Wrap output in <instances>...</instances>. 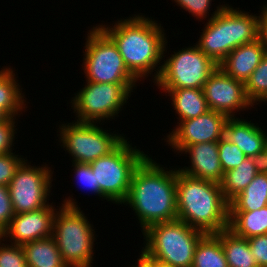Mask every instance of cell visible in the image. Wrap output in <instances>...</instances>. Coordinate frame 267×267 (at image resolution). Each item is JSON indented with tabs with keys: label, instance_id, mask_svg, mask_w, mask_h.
<instances>
[{
	"label": "cell",
	"instance_id": "6da1fadb",
	"mask_svg": "<svg viewBox=\"0 0 267 267\" xmlns=\"http://www.w3.org/2000/svg\"><path fill=\"white\" fill-rule=\"evenodd\" d=\"M148 16L143 13L131 14L113 21L112 25H96L114 42L129 72L139 82H145L144 79L150 76L155 83L162 69L163 58L168 56L165 55L168 41L163 26Z\"/></svg>",
	"mask_w": 267,
	"mask_h": 267
},
{
	"label": "cell",
	"instance_id": "7a4b0ae2",
	"mask_svg": "<svg viewBox=\"0 0 267 267\" xmlns=\"http://www.w3.org/2000/svg\"><path fill=\"white\" fill-rule=\"evenodd\" d=\"M150 156L135 168L127 198L122 203L134 211L141 232L155 223L177 219V168L164 167Z\"/></svg>",
	"mask_w": 267,
	"mask_h": 267
},
{
	"label": "cell",
	"instance_id": "3957f363",
	"mask_svg": "<svg viewBox=\"0 0 267 267\" xmlns=\"http://www.w3.org/2000/svg\"><path fill=\"white\" fill-rule=\"evenodd\" d=\"M177 219L206 233L228 228L229 202L219 183L189 176L177 169Z\"/></svg>",
	"mask_w": 267,
	"mask_h": 267
},
{
	"label": "cell",
	"instance_id": "277c9868",
	"mask_svg": "<svg viewBox=\"0 0 267 267\" xmlns=\"http://www.w3.org/2000/svg\"><path fill=\"white\" fill-rule=\"evenodd\" d=\"M70 196L63 199L54 215L52 237L68 267H93L96 229L77 199Z\"/></svg>",
	"mask_w": 267,
	"mask_h": 267
},
{
	"label": "cell",
	"instance_id": "5b68a950",
	"mask_svg": "<svg viewBox=\"0 0 267 267\" xmlns=\"http://www.w3.org/2000/svg\"><path fill=\"white\" fill-rule=\"evenodd\" d=\"M204 234L179 219L155 223L142 232L145 241L140 253L173 267H191Z\"/></svg>",
	"mask_w": 267,
	"mask_h": 267
},
{
	"label": "cell",
	"instance_id": "8992f818",
	"mask_svg": "<svg viewBox=\"0 0 267 267\" xmlns=\"http://www.w3.org/2000/svg\"><path fill=\"white\" fill-rule=\"evenodd\" d=\"M60 123L57 129L58 145L61 144L60 147L69 153L71 162L90 164L110 154L128 138L118 130L111 132L104 129L102 127L104 123L77 121Z\"/></svg>",
	"mask_w": 267,
	"mask_h": 267
},
{
	"label": "cell",
	"instance_id": "52a82bcc",
	"mask_svg": "<svg viewBox=\"0 0 267 267\" xmlns=\"http://www.w3.org/2000/svg\"><path fill=\"white\" fill-rule=\"evenodd\" d=\"M70 99L77 122L104 123L119 117L138 84H111L86 81ZM112 119V120H111ZM102 121V122H101Z\"/></svg>",
	"mask_w": 267,
	"mask_h": 267
},
{
	"label": "cell",
	"instance_id": "ba28073f",
	"mask_svg": "<svg viewBox=\"0 0 267 267\" xmlns=\"http://www.w3.org/2000/svg\"><path fill=\"white\" fill-rule=\"evenodd\" d=\"M130 142L126 138L110 154L90 163L101 193L118 206L127 198L135 168L149 154Z\"/></svg>",
	"mask_w": 267,
	"mask_h": 267
},
{
	"label": "cell",
	"instance_id": "9c48e42d",
	"mask_svg": "<svg viewBox=\"0 0 267 267\" xmlns=\"http://www.w3.org/2000/svg\"><path fill=\"white\" fill-rule=\"evenodd\" d=\"M84 42L82 69L85 81L111 84H137L114 42L97 26L88 30Z\"/></svg>",
	"mask_w": 267,
	"mask_h": 267
},
{
	"label": "cell",
	"instance_id": "30bf717a",
	"mask_svg": "<svg viewBox=\"0 0 267 267\" xmlns=\"http://www.w3.org/2000/svg\"><path fill=\"white\" fill-rule=\"evenodd\" d=\"M172 52L174 54L163 58L160 75L154 83L158 89H203L209 76L218 68V64L196 44Z\"/></svg>",
	"mask_w": 267,
	"mask_h": 267
},
{
	"label": "cell",
	"instance_id": "8fae6325",
	"mask_svg": "<svg viewBox=\"0 0 267 267\" xmlns=\"http://www.w3.org/2000/svg\"><path fill=\"white\" fill-rule=\"evenodd\" d=\"M31 164L26 159L8 185L15 214L36 211L50 204L52 182L55 180L53 166Z\"/></svg>",
	"mask_w": 267,
	"mask_h": 267
},
{
	"label": "cell",
	"instance_id": "7c38bea8",
	"mask_svg": "<svg viewBox=\"0 0 267 267\" xmlns=\"http://www.w3.org/2000/svg\"><path fill=\"white\" fill-rule=\"evenodd\" d=\"M227 119L228 117L220 112L208 110L196 118L177 122L174 129L166 135V139L162 138V140L179 155L189 145L219 142L224 137Z\"/></svg>",
	"mask_w": 267,
	"mask_h": 267
},
{
	"label": "cell",
	"instance_id": "4fadbf2b",
	"mask_svg": "<svg viewBox=\"0 0 267 267\" xmlns=\"http://www.w3.org/2000/svg\"><path fill=\"white\" fill-rule=\"evenodd\" d=\"M203 92L209 110L220 112L228 118L236 117L239 111L256 108L246 96L244 82L226 75L219 67L209 76Z\"/></svg>",
	"mask_w": 267,
	"mask_h": 267
},
{
	"label": "cell",
	"instance_id": "5bb4252c",
	"mask_svg": "<svg viewBox=\"0 0 267 267\" xmlns=\"http://www.w3.org/2000/svg\"><path fill=\"white\" fill-rule=\"evenodd\" d=\"M53 203L36 211L15 214L1 232L3 240L22 246L28 242L51 237L54 215L60 207Z\"/></svg>",
	"mask_w": 267,
	"mask_h": 267
},
{
	"label": "cell",
	"instance_id": "9a60e30c",
	"mask_svg": "<svg viewBox=\"0 0 267 267\" xmlns=\"http://www.w3.org/2000/svg\"><path fill=\"white\" fill-rule=\"evenodd\" d=\"M179 155L184 154L189 157L190 165L177 167L181 172L203 180H209L216 183H221L224 172L221 167L218 142L197 143L186 146ZM189 155V156H187Z\"/></svg>",
	"mask_w": 267,
	"mask_h": 267
},
{
	"label": "cell",
	"instance_id": "2e32d148",
	"mask_svg": "<svg viewBox=\"0 0 267 267\" xmlns=\"http://www.w3.org/2000/svg\"><path fill=\"white\" fill-rule=\"evenodd\" d=\"M259 14L240 10L228 3L224 7V36L226 56L240 45L258 39Z\"/></svg>",
	"mask_w": 267,
	"mask_h": 267
},
{
	"label": "cell",
	"instance_id": "e0dca14e",
	"mask_svg": "<svg viewBox=\"0 0 267 267\" xmlns=\"http://www.w3.org/2000/svg\"><path fill=\"white\" fill-rule=\"evenodd\" d=\"M243 117L228 118L224 138L235 144L247 157L260 159L267 144V129ZM260 126V127H259Z\"/></svg>",
	"mask_w": 267,
	"mask_h": 267
},
{
	"label": "cell",
	"instance_id": "ac0fdd59",
	"mask_svg": "<svg viewBox=\"0 0 267 267\" xmlns=\"http://www.w3.org/2000/svg\"><path fill=\"white\" fill-rule=\"evenodd\" d=\"M265 54L264 45L257 39L232 50L218 67L226 75L245 83Z\"/></svg>",
	"mask_w": 267,
	"mask_h": 267
},
{
	"label": "cell",
	"instance_id": "d6986e66",
	"mask_svg": "<svg viewBox=\"0 0 267 267\" xmlns=\"http://www.w3.org/2000/svg\"><path fill=\"white\" fill-rule=\"evenodd\" d=\"M2 67L0 70V109L8 117L19 118L22 112H26L30 102H26L27 98L22 91V84L18 82L16 70H13L14 68L10 65Z\"/></svg>",
	"mask_w": 267,
	"mask_h": 267
},
{
	"label": "cell",
	"instance_id": "ffe728a7",
	"mask_svg": "<svg viewBox=\"0 0 267 267\" xmlns=\"http://www.w3.org/2000/svg\"><path fill=\"white\" fill-rule=\"evenodd\" d=\"M162 93L165 92L171 101L172 110H175L177 121L196 118L206 113L209 108L204 96L203 89L198 88H179V89H159ZM178 116V117H177Z\"/></svg>",
	"mask_w": 267,
	"mask_h": 267
},
{
	"label": "cell",
	"instance_id": "44dd1931",
	"mask_svg": "<svg viewBox=\"0 0 267 267\" xmlns=\"http://www.w3.org/2000/svg\"><path fill=\"white\" fill-rule=\"evenodd\" d=\"M201 30L203 32L195 44L219 65L226 58L224 8L212 19L207 20Z\"/></svg>",
	"mask_w": 267,
	"mask_h": 267
},
{
	"label": "cell",
	"instance_id": "7402d4cb",
	"mask_svg": "<svg viewBox=\"0 0 267 267\" xmlns=\"http://www.w3.org/2000/svg\"><path fill=\"white\" fill-rule=\"evenodd\" d=\"M228 229L246 239L267 234V205L254 211H229Z\"/></svg>",
	"mask_w": 267,
	"mask_h": 267
},
{
	"label": "cell",
	"instance_id": "603a6c76",
	"mask_svg": "<svg viewBox=\"0 0 267 267\" xmlns=\"http://www.w3.org/2000/svg\"><path fill=\"white\" fill-rule=\"evenodd\" d=\"M260 170L259 159L247 157L237 168L225 172L220 183L224 198L230 202L249 185Z\"/></svg>",
	"mask_w": 267,
	"mask_h": 267
},
{
	"label": "cell",
	"instance_id": "cb8c5ba5",
	"mask_svg": "<svg viewBox=\"0 0 267 267\" xmlns=\"http://www.w3.org/2000/svg\"><path fill=\"white\" fill-rule=\"evenodd\" d=\"M22 248L28 267H68L52 236L28 242Z\"/></svg>",
	"mask_w": 267,
	"mask_h": 267
},
{
	"label": "cell",
	"instance_id": "d4e9b609",
	"mask_svg": "<svg viewBox=\"0 0 267 267\" xmlns=\"http://www.w3.org/2000/svg\"><path fill=\"white\" fill-rule=\"evenodd\" d=\"M267 205V172L259 171L249 185L229 202V211H254Z\"/></svg>",
	"mask_w": 267,
	"mask_h": 267
},
{
	"label": "cell",
	"instance_id": "484cf974",
	"mask_svg": "<svg viewBox=\"0 0 267 267\" xmlns=\"http://www.w3.org/2000/svg\"><path fill=\"white\" fill-rule=\"evenodd\" d=\"M220 241L228 267H258L249 248L248 239L235 235L227 228L220 231Z\"/></svg>",
	"mask_w": 267,
	"mask_h": 267
},
{
	"label": "cell",
	"instance_id": "4316f807",
	"mask_svg": "<svg viewBox=\"0 0 267 267\" xmlns=\"http://www.w3.org/2000/svg\"><path fill=\"white\" fill-rule=\"evenodd\" d=\"M191 267H228L220 232L206 233L200 238Z\"/></svg>",
	"mask_w": 267,
	"mask_h": 267
},
{
	"label": "cell",
	"instance_id": "83f0119b",
	"mask_svg": "<svg viewBox=\"0 0 267 267\" xmlns=\"http://www.w3.org/2000/svg\"><path fill=\"white\" fill-rule=\"evenodd\" d=\"M244 86L246 96L253 107L262 102L267 105V53Z\"/></svg>",
	"mask_w": 267,
	"mask_h": 267
},
{
	"label": "cell",
	"instance_id": "f1b7e54d",
	"mask_svg": "<svg viewBox=\"0 0 267 267\" xmlns=\"http://www.w3.org/2000/svg\"><path fill=\"white\" fill-rule=\"evenodd\" d=\"M175 5L178 7L180 6V9L185 10L186 12L196 18L198 22H203L202 20H209L212 19L214 16H216L226 5V3L223 1L224 4L216 6L217 9H214L212 13L210 12L212 9H210L212 6L213 0H172ZM211 13V14H210ZM208 14V15H207ZM211 15V16H210ZM210 17V18H209ZM208 18V19H207Z\"/></svg>",
	"mask_w": 267,
	"mask_h": 267
},
{
	"label": "cell",
	"instance_id": "f546056e",
	"mask_svg": "<svg viewBox=\"0 0 267 267\" xmlns=\"http://www.w3.org/2000/svg\"><path fill=\"white\" fill-rule=\"evenodd\" d=\"M218 152L223 172L237 168L247 156L224 137L218 142Z\"/></svg>",
	"mask_w": 267,
	"mask_h": 267
},
{
	"label": "cell",
	"instance_id": "4dcf8cb0",
	"mask_svg": "<svg viewBox=\"0 0 267 267\" xmlns=\"http://www.w3.org/2000/svg\"><path fill=\"white\" fill-rule=\"evenodd\" d=\"M71 165V167H73L71 171H74V179L77 181V184L80 183L78 184L79 186H83L82 189L91 192V194H94L95 196H99L98 198L101 200L104 199L107 200V202L109 201L101 193L99 185H96L95 174L93 173L90 164L72 162Z\"/></svg>",
	"mask_w": 267,
	"mask_h": 267
},
{
	"label": "cell",
	"instance_id": "1f68e13d",
	"mask_svg": "<svg viewBox=\"0 0 267 267\" xmlns=\"http://www.w3.org/2000/svg\"><path fill=\"white\" fill-rule=\"evenodd\" d=\"M0 267H28L22 246L10 244L1 237Z\"/></svg>",
	"mask_w": 267,
	"mask_h": 267
},
{
	"label": "cell",
	"instance_id": "d6a6232c",
	"mask_svg": "<svg viewBox=\"0 0 267 267\" xmlns=\"http://www.w3.org/2000/svg\"><path fill=\"white\" fill-rule=\"evenodd\" d=\"M25 160L26 157L15 152L0 155V186L8 187L17 169Z\"/></svg>",
	"mask_w": 267,
	"mask_h": 267
},
{
	"label": "cell",
	"instance_id": "836d02e7",
	"mask_svg": "<svg viewBox=\"0 0 267 267\" xmlns=\"http://www.w3.org/2000/svg\"><path fill=\"white\" fill-rule=\"evenodd\" d=\"M16 123L18 124L16 117H8L0 123V155L11 153L15 149L14 141L18 131V128H15L18 127Z\"/></svg>",
	"mask_w": 267,
	"mask_h": 267
},
{
	"label": "cell",
	"instance_id": "e575fe53",
	"mask_svg": "<svg viewBox=\"0 0 267 267\" xmlns=\"http://www.w3.org/2000/svg\"><path fill=\"white\" fill-rule=\"evenodd\" d=\"M248 245L258 267H267V234L248 238Z\"/></svg>",
	"mask_w": 267,
	"mask_h": 267
},
{
	"label": "cell",
	"instance_id": "d590c367",
	"mask_svg": "<svg viewBox=\"0 0 267 267\" xmlns=\"http://www.w3.org/2000/svg\"><path fill=\"white\" fill-rule=\"evenodd\" d=\"M14 215L9 189L6 186H0V232L9 225Z\"/></svg>",
	"mask_w": 267,
	"mask_h": 267
},
{
	"label": "cell",
	"instance_id": "8d00e7d4",
	"mask_svg": "<svg viewBox=\"0 0 267 267\" xmlns=\"http://www.w3.org/2000/svg\"><path fill=\"white\" fill-rule=\"evenodd\" d=\"M258 39L264 45L267 53V3L260 6Z\"/></svg>",
	"mask_w": 267,
	"mask_h": 267
},
{
	"label": "cell",
	"instance_id": "74e56055",
	"mask_svg": "<svg viewBox=\"0 0 267 267\" xmlns=\"http://www.w3.org/2000/svg\"><path fill=\"white\" fill-rule=\"evenodd\" d=\"M136 260L137 262L130 267H150V258L144 256L142 253H139V257Z\"/></svg>",
	"mask_w": 267,
	"mask_h": 267
},
{
	"label": "cell",
	"instance_id": "f35d334b",
	"mask_svg": "<svg viewBox=\"0 0 267 267\" xmlns=\"http://www.w3.org/2000/svg\"><path fill=\"white\" fill-rule=\"evenodd\" d=\"M259 161H260L261 171L267 172V144L264 152L260 156Z\"/></svg>",
	"mask_w": 267,
	"mask_h": 267
},
{
	"label": "cell",
	"instance_id": "ab89813d",
	"mask_svg": "<svg viewBox=\"0 0 267 267\" xmlns=\"http://www.w3.org/2000/svg\"><path fill=\"white\" fill-rule=\"evenodd\" d=\"M150 267H173L150 258Z\"/></svg>",
	"mask_w": 267,
	"mask_h": 267
},
{
	"label": "cell",
	"instance_id": "60d3db41",
	"mask_svg": "<svg viewBox=\"0 0 267 267\" xmlns=\"http://www.w3.org/2000/svg\"><path fill=\"white\" fill-rule=\"evenodd\" d=\"M8 116L0 109V123L5 121Z\"/></svg>",
	"mask_w": 267,
	"mask_h": 267
}]
</instances>
